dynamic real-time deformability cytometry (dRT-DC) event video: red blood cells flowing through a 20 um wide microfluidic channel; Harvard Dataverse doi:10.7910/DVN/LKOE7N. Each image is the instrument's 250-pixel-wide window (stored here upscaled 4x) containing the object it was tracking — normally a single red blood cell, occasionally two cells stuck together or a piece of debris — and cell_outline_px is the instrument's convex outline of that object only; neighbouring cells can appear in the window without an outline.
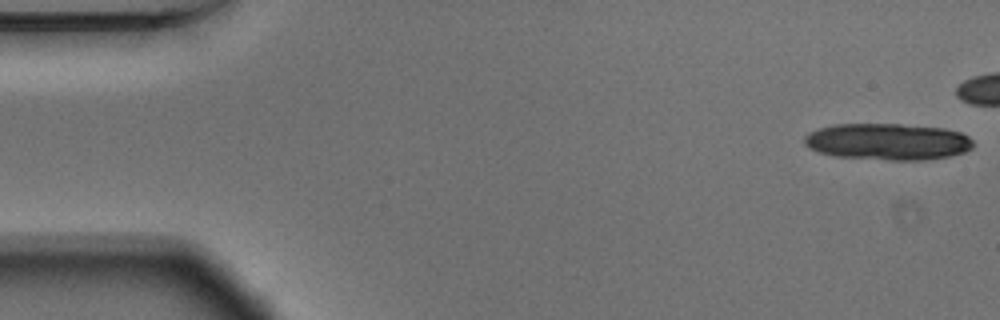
{"species": "Egyptian fruit bat (a non-hibernating species)", "species_latin": "Rousettus aegyptiacus", "temperature_condition": "warm", "stored_images_in_passage": 14, "camera_frame_rate_fps": 3000, "um_per_image_px": 0.085, "animal": {"sex": "male"}, "frame": {"image": 1, "passage_image": 1, "time_ms": 0.0, "image_size_px": [1000, 320], "cell_outline_px": [[976, 144], [972, 148], [964, 152], [948, 156], [924, 160], [888, 160], [836, 156], [820, 152], [808, 148], [804, 144], [804, 136], [808, 132], [820, 128], [836, 124], [900, 124], [944, 128], [960, 132], [968, 136]], "centroid_in_image_um": [75.46, 12.04], "position_along_channel_um": 9.5, "area_um2": 36.13}}